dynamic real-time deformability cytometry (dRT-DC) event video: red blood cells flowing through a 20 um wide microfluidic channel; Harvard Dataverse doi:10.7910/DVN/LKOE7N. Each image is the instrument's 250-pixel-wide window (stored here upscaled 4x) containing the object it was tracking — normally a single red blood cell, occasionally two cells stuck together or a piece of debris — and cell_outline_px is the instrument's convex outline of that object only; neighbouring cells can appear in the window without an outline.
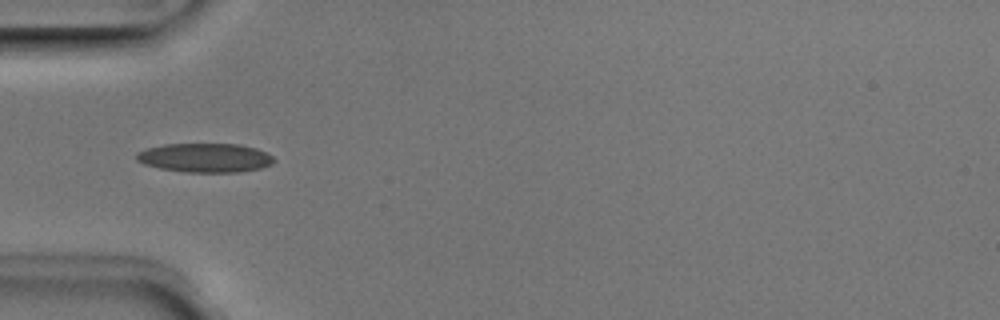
{"species": "Egyptian fruit bat (a non-hibernating species)", "species_latin": "Rousettus aegyptiacus", "temperature_condition": "room temperature", "stored_images_in_passage": 3, "camera_frame_rate_fps": 3000, "um_per_image_px": 0.085, "animal": {"sex": "male"}, "frame": {"image": 1, "passage_image": 3, "time_ms": 0.667, "image_size_px": [1000, 320], "cell_outline_px": [[276, 160], [272, 164], [260, 168], [240, 172], [188, 172], [160, 168], [144, 164], [136, 160], [136, 152], [148, 148], [164, 144], [236, 144], [256, 148], [272, 156]], "centroid_in_image_um": [17.43, 13.41], "position_along_channel_um": 67.6, "area_um2": 23.18}}